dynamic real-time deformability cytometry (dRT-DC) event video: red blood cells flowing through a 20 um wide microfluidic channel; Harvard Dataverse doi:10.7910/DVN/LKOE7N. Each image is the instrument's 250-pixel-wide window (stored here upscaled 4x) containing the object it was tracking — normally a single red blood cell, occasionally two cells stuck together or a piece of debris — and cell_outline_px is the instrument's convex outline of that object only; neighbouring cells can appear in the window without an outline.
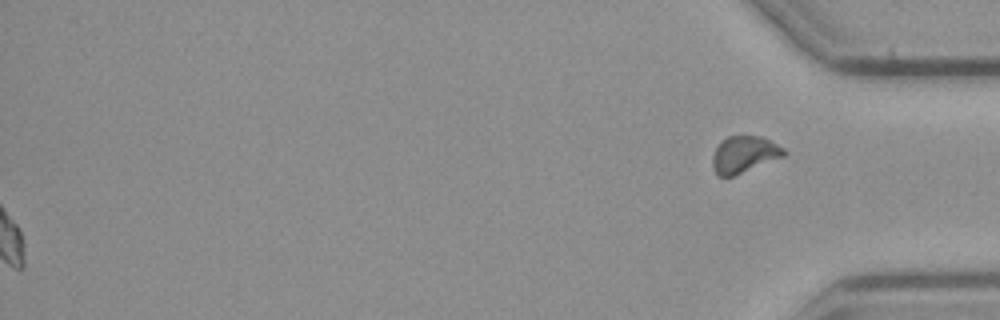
{"species": "common noctule bat (a hibernating species)", "species_latin": "Nyctalus noctula", "temperature_condition": "cold", "stored_images_in_passage": 55, "segment_of_instrument_passage": [2, 2], "camera_frame_rate_fps": 3000, "um_per_image_px": 0.085, "animal": {"sex": "male", "body_mass_g": 23.1, "forearm_length_mm": 52.7}, "frame": {"image": 1, "passage_image": 55, "time_ms": 18.0, "image_size_px": [1000, 320], "cell_outline_px": [[788, 152], [784, 156], [732, 176], [716, 176], [712, 168], [712, 156], [716, 148], [728, 136], [760, 136], [784, 148]], "centroid_in_image_um": [63.24, 13.13], "position_along_channel_um": 372.0, "area_um2": 15.03}}